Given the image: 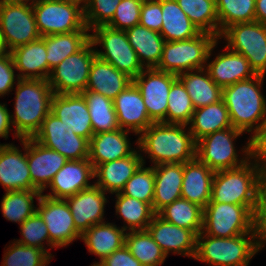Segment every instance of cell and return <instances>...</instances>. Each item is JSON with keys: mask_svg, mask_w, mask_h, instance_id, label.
<instances>
[{"mask_svg": "<svg viewBox=\"0 0 266 266\" xmlns=\"http://www.w3.org/2000/svg\"><path fill=\"white\" fill-rule=\"evenodd\" d=\"M186 125L152 123L139 136L137 145L149 154L154 166L185 163L196 158V141Z\"/></svg>", "mask_w": 266, "mask_h": 266, "instance_id": "6da1fadb", "label": "cell"}, {"mask_svg": "<svg viewBox=\"0 0 266 266\" xmlns=\"http://www.w3.org/2000/svg\"><path fill=\"white\" fill-rule=\"evenodd\" d=\"M266 188V174L251 161L214 174L209 202L244 205L252 213Z\"/></svg>", "mask_w": 266, "mask_h": 266, "instance_id": "7a4b0ae2", "label": "cell"}, {"mask_svg": "<svg viewBox=\"0 0 266 266\" xmlns=\"http://www.w3.org/2000/svg\"><path fill=\"white\" fill-rule=\"evenodd\" d=\"M15 115H10L19 140L33 138L51 112L54 92L48 80L17 78ZM14 117V118H13Z\"/></svg>", "mask_w": 266, "mask_h": 266, "instance_id": "3957f363", "label": "cell"}, {"mask_svg": "<svg viewBox=\"0 0 266 266\" xmlns=\"http://www.w3.org/2000/svg\"><path fill=\"white\" fill-rule=\"evenodd\" d=\"M263 78L257 74L223 88L222 100L235 129L254 134L266 122V98L260 91Z\"/></svg>", "mask_w": 266, "mask_h": 266, "instance_id": "277c9868", "label": "cell"}, {"mask_svg": "<svg viewBox=\"0 0 266 266\" xmlns=\"http://www.w3.org/2000/svg\"><path fill=\"white\" fill-rule=\"evenodd\" d=\"M256 253L254 233L220 238L201 231L197 235L194 259L212 266H247Z\"/></svg>", "mask_w": 266, "mask_h": 266, "instance_id": "5b68a950", "label": "cell"}, {"mask_svg": "<svg viewBox=\"0 0 266 266\" xmlns=\"http://www.w3.org/2000/svg\"><path fill=\"white\" fill-rule=\"evenodd\" d=\"M217 41L216 36L206 32H200L196 37L187 40L165 41L156 69L178 76L190 70L204 68V63L210 58Z\"/></svg>", "mask_w": 266, "mask_h": 266, "instance_id": "8992f818", "label": "cell"}, {"mask_svg": "<svg viewBox=\"0 0 266 266\" xmlns=\"http://www.w3.org/2000/svg\"><path fill=\"white\" fill-rule=\"evenodd\" d=\"M242 133L234 127H229L202 137L196 142V158L214 172L245 165L250 161V139L242 151L247 157L240 161L233 145V140Z\"/></svg>", "mask_w": 266, "mask_h": 266, "instance_id": "52a82bcc", "label": "cell"}, {"mask_svg": "<svg viewBox=\"0 0 266 266\" xmlns=\"http://www.w3.org/2000/svg\"><path fill=\"white\" fill-rule=\"evenodd\" d=\"M80 4L75 0H46L33 6L40 35L89 31L85 25L83 5Z\"/></svg>", "mask_w": 266, "mask_h": 266, "instance_id": "ba28073f", "label": "cell"}, {"mask_svg": "<svg viewBox=\"0 0 266 266\" xmlns=\"http://www.w3.org/2000/svg\"><path fill=\"white\" fill-rule=\"evenodd\" d=\"M41 37L30 5L0 0V40L4 51L10 52Z\"/></svg>", "mask_w": 266, "mask_h": 266, "instance_id": "9c48e42d", "label": "cell"}, {"mask_svg": "<svg viewBox=\"0 0 266 266\" xmlns=\"http://www.w3.org/2000/svg\"><path fill=\"white\" fill-rule=\"evenodd\" d=\"M92 31L94 33L90 34V40L93 45L102 44L105 50V52L96 51L99 59L112 64L131 79L136 78L144 70L137 53L129 44L125 31L115 30L108 26H99Z\"/></svg>", "mask_w": 266, "mask_h": 266, "instance_id": "30bf717a", "label": "cell"}, {"mask_svg": "<svg viewBox=\"0 0 266 266\" xmlns=\"http://www.w3.org/2000/svg\"><path fill=\"white\" fill-rule=\"evenodd\" d=\"M228 41L226 47L245 56L256 74H266V25L258 21L237 23L219 36Z\"/></svg>", "mask_w": 266, "mask_h": 266, "instance_id": "8fae6325", "label": "cell"}, {"mask_svg": "<svg viewBox=\"0 0 266 266\" xmlns=\"http://www.w3.org/2000/svg\"><path fill=\"white\" fill-rule=\"evenodd\" d=\"M206 235L229 238L253 232V213L244 205L209 202L203 208Z\"/></svg>", "mask_w": 266, "mask_h": 266, "instance_id": "7c38bea8", "label": "cell"}, {"mask_svg": "<svg viewBox=\"0 0 266 266\" xmlns=\"http://www.w3.org/2000/svg\"><path fill=\"white\" fill-rule=\"evenodd\" d=\"M93 46L90 40L80 51L52 69L48 82L55 94L83 93L86 90L90 67L96 57Z\"/></svg>", "mask_w": 266, "mask_h": 266, "instance_id": "4fadbf2b", "label": "cell"}, {"mask_svg": "<svg viewBox=\"0 0 266 266\" xmlns=\"http://www.w3.org/2000/svg\"><path fill=\"white\" fill-rule=\"evenodd\" d=\"M44 147L57 151L68 160L89 158L90 141L66 128L51 112L44 119L40 130L33 137Z\"/></svg>", "mask_w": 266, "mask_h": 266, "instance_id": "5bb4252c", "label": "cell"}, {"mask_svg": "<svg viewBox=\"0 0 266 266\" xmlns=\"http://www.w3.org/2000/svg\"><path fill=\"white\" fill-rule=\"evenodd\" d=\"M177 78L178 76L175 74L156 68H146L133 79L153 123L163 122L167 124L168 95L172 83Z\"/></svg>", "mask_w": 266, "mask_h": 266, "instance_id": "9a60e30c", "label": "cell"}, {"mask_svg": "<svg viewBox=\"0 0 266 266\" xmlns=\"http://www.w3.org/2000/svg\"><path fill=\"white\" fill-rule=\"evenodd\" d=\"M38 201L37 213L46 224L51 248L66 246L77 238H81L82 234L74 225L66 200L52 199L42 194Z\"/></svg>", "mask_w": 266, "mask_h": 266, "instance_id": "2e32d148", "label": "cell"}, {"mask_svg": "<svg viewBox=\"0 0 266 266\" xmlns=\"http://www.w3.org/2000/svg\"><path fill=\"white\" fill-rule=\"evenodd\" d=\"M24 154L12 144H0V184L5 191L32 190L27 160V138L21 139Z\"/></svg>", "mask_w": 266, "mask_h": 266, "instance_id": "e0dca14e", "label": "cell"}, {"mask_svg": "<svg viewBox=\"0 0 266 266\" xmlns=\"http://www.w3.org/2000/svg\"><path fill=\"white\" fill-rule=\"evenodd\" d=\"M51 113L59 118L66 128L89 141L94 135L87 103L81 93L54 94Z\"/></svg>", "mask_w": 266, "mask_h": 266, "instance_id": "ac0fdd59", "label": "cell"}, {"mask_svg": "<svg viewBox=\"0 0 266 266\" xmlns=\"http://www.w3.org/2000/svg\"><path fill=\"white\" fill-rule=\"evenodd\" d=\"M146 230L152 239L160 246L167 256L170 251L194 258L196 253L197 235L189 229H184L169 223L157 214L151 220Z\"/></svg>", "mask_w": 266, "mask_h": 266, "instance_id": "d6986e66", "label": "cell"}, {"mask_svg": "<svg viewBox=\"0 0 266 266\" xmlns=\"http://www.w3.org/2000/svg\"><path fill=\"white\" fill-rule=\"evenodd\" d=\"M27 160L32 190H39L42 193L68 161L57 151L44 147L33 138H27Z\"/></svg>", "mask_w": 266, "mask_h": 266, "instance_id": "ffe728a7", "label": "cell"}, {"mask_svg": "<svg viewBox=\"0 0 266 266\" xmlns=\"http://www.w3.org/2000/svg\"><path fill=\"white\" fill-rule=\"evenodd\" d=\"M90 178H94V167L89 158L68 160L49 184L52 191L51 194L44 196L65 200L93 186L94 184L90 185L88 183Z\"/></svg>", "mask_w": 266, "mask_h": 266, "instance_id": "44dd1931", "label": "cell"}, {"mask_svg": "<svg viewBox=\"0 0 266 266\" xmlns=\"http://www.w3.org/2000/svg\"><path fill=\"white\" fill-rule=\"evenodd\" d=\"M105 192L95 184L66 198L76 229L83 234L91 226L102 223L107 199Z\"/></svg>", "mask_w": 266, "mask_h": 266, "instance_id": "7402d4cb", "label": "cell"}, {"mask_svg": "<svg viewBox=\"0 0 266 266\" xmlns=\"http://www.w3.org/2000/svg\"><path fill=\"white\" fill-rule=\"evenodd\" d=\"M118 124L121 129L141 134L153 122L150 120L142 95L132 82L113 100Z\"/></svg>", "mask_w": 266, "mask_h": 266, "instance_id": "603a6c76", "label": "cell"}, {"mask_svg": "<svg viewBox=\"0 0 266 266\" xmlns=\"http://www.w3.org/2000/svg\"><path fill=\"white\" fill-rule=\"evenodd\" d=\"M142 164L143 157L136 150L126 158L99 164L94 169V177L98 178L94 184L104 192L119 193Z\"/></svg>", "mask_w": 266, "mask_h": 266, "instance_id": "cb8c5ba5", "label": "cell"}, {"mask_svg": "<svg viewBox=\"0 0 266 266\" xmlns=\"http://www.w3.org/2000/svg\"><path fill=\"white\" fill-rule=\"evenodd\" d=\"M216 56L215 60L207 64V71L211 79L220 87L225 88L238 81L250 79L257 74L251 68L245 56L228 50Z\"/></svg>", "mask_w": 266, "mask_h": 266, "instance_id": "d4e9b609", "label": "cell"}, {"mask_svg": "<svg viewBox=\"0 0 266 266\" xmlns=\"http://www.w3.org/2000/svg\"><path fill=\"white\" fill-rule=\"evenodd\" d=\"M215 172L197 158L183 164L181 198L204 208L211 199Z\"/></svg>", "mask_w": 266, "mask_h": 266, "instance_id": "484cf974", "label": "cell"}, {"mask_svg": "<svg viewBox=\"0 0 266 266\" xmlns=\"http://www.w3.org/2000/svg\"><path fill=\"white\" fill-rule=\"evenodd\" d=\"M129 131L116 129L114 131L94 134L89 144V161L94 169L102 163L130 156L132 150L128 141ZM131 149V150H130Z\"/></svg>", "mask_w": 266, "mask_h": 266, "instance_id": "4316f807", "label": "cell"}, {"mask_svg": "<svg viewBox=\"0 0 266 266\" xmlns=\"http://www.w3.org/2000/svg\"><path fill=\"white\" fill-rule=\"evenodd\" d=\"M132 82L133 79L125 73L96 56L90 67L86 90L100 93L113 101Z\"/></svg>", "mask_w": 266, "mask_h": 266, "instance_id": "83f0119b", "label": "cell"}, {"mask_svg": "<svg viewBox=\"0 0 266 266\" xmlns=\"http://www.w3.org/2000/svg\"><path fill=\"white\" fill-rule=\"evenodd\" d=\"M155 187L152 207L157 214L162 208L181 198L183 163L154 166Z\"/></svg>", "mask_w": 266, "mask_h": 266, "instance_id": "f1b7e54d", "label": "cell"}, {"mask_svg": "<svg viewBox=\"0 0 266 266\" xmlns=\"http://www.w3.org/2000/svg\"><path fill=\"white\" fill-rule=\"evenodd\" d=\"M15 69L21 73L17 78L48 80V62L45 41L40 38L10 51Z\"/></svg>", "mask_w": 266, "mask_h": 266, "instance_id": "f546056e", "label": "cell"}, {"mask_svg": "<svg viewBox=\"0 0 266 266\" xmlns=\"http://www.w3.org/2000/svg\"><path fill=\"white\" fill-rule=\"evenodd\" d=\"M123 228H118L112 223H99L91 226L86 230L81 239L88 247V251L96 254L100 258V262L110 256L115 250L125 245V236Z\"/></svg>", "mask_w": 266, "mask_h": 266, "instance_id": "4dcf8cb0", "label": "cell"}, {"mask_svg": "<svg viewBox=\"0 0 266 266\" xmlns=\"http://www.w3.org/2000/svg\"><path fill=\"white\" fill-rule=\"evenodd\" d=\"M125 32L129 44L137 53L142 66H145L146 68H156L160 63L163 45L165 43L162 35L159 32L148 29L140 24L127 29Z\"/></svg>", "mask_w": 266, "mask_h": 266, "instance_id": "1f68e13d", "label": "cell"}, {"mask_svg": "<svg viewBox=\"0 0 266 266\" xmlns=\"http://www.w3.org/2000/svg\"><path fill=\"white\" fill-rule=\"evenodd\" d=\"M195 71L197 73L190 70L178 75L190 96L194 109L222 100L223 89L211 79L207 69L201 68Z\"/></svg>", "mask_w": 266, "mask_h": 266, "instance_id": "d6a6232c", "label": "cell"}, {"mask_svg": "<svg viewBox=\"0 0 266 266\" xmlns=\"http://www.w3.org/2000/svg\"><path fill=\"white\" fill-rule=\"evenodd\" d=\"M189 131L197 142L202 137L232 127L228 108L223 100L194 109Z\"/></svg>", "mask_w": 266, "mask_h": 266, "instance_id": "836d02e7", "label": "cell"}, {"mask_svg": "<svg viewBox=\"0 0 266 266\" xmlns=\"http://www.w3.org/2000/svg\"><path fill=\"white\" fill-rule=\"evenodd\" d=\"M162 18L160 34L165 41L187 40L200 33L176 0H162Z\"/></svg>", "mask_w": 266, "mask_h": 266, "instance_id": "e575fe53", "label": "cell"}, {"mask_svg": "<svg viewBox=\"0 0 266 266\" xmlns=\"http://www.w3.org/2000/svg\"><path fill=\"white\" fill-rule=\"evenodd\" d=\"M46 44L48 62V78L52 69L68 56L80 51L89 41L87 31L53 34L41 37Z\"/></svg>", "mask_w": 266, "mask_h": 266, "instance_id": "d590c367", "label": "cell"}, {"mask_svg": "<svg viewBox=\"0 0 266 266\" xmlns=\"http://www.w3.org/2000/svg\"><path fill=\"white\" fill-rule=\"evenodd\" d=\"M157 215L169 223L192 230L196 235L203 229V208L184 198L176 199Z\"/></svg>", "mask_w": 266, "mask_h": 266, "instance_id": "8d00e7d4", "label": "cell"}, {"mask_svg": "<svg viewBox=\"0 0 266 266\" xmlns=\"http://www.w3.org/2000/svg\"><path fill=\"white\" fill-rule=\"evenodd\" d=\"M81 94L88 106L94 134L120 129L112 100L89 90Z\"/></svg>", "mask_w": 266, "mask_h": 266, "instance_id": "74e56055", "label": "cell"}, {"mask_svg": "<svg viewBox=\"0 0 266 266\" xmlns=\"http://www.w3.org/2000/svg\"><path fill=\"white\" fill-rule=\"evenodd\" d=\"M115 195L117 197L115 204L116 213L121 215L120 217L128 224V226H123L122 228L125 231L127 229L130 231L146 230L156 215L153 207L141 200L123 195L121 192Z\"/></svg>", "mask_w": 266, "mask_h": 266, "instance_id": "f35d334b", "label": "cell"}, {"mask_svg": "<svg viewBox=\"0 0 266 266\" xmlns=\"http://www.w3.org/2000/svg\"><path fill=\"white\" fill-rule=\"evenodd\" d=\"M41 195L42 192L39 190L6 191L1 201L3 216L9 221L21 225L27 218L37 212L33 199L37 197V200H39Z\"/></svg>", "mask_w": 266, "mask_h": 266, "instance_id": "ab89813d", "label": "cell"}, {"mask_svg": "<svg viewBox=\"0 0 266 266\" xmlns=\"http://www.w3.org/2000/svg\"><path fill=\"white\" fill-rule=\"evenodd\" d=\"M125 246L143 266L162 265L167 257L147 230L126 233Z\"/></svg>", "mask_w": 266, "mask_h": 266, "instance_id": "60d3db41", "label": "cell"}, {"mask_svg": "<svg viewBox=\"0 0 266 266\" xmlns=\"http://www.w3.org/2000/svg\"><path fill=\"white\" fill-rule=\"evenodd\" d=\"M200 32L213 34L219 39V20L215 0H176Z\"/></svg>", "mask_w": 266, "mask_h": 266, "instance_id": "b9f144b4", "label": "cell"}, {"mask_svg": "<svg viewBox=\"0 0 266 266\" xmlns=\"http://www.w3.org/2000/svg\"><path fill=\"white\" fill-rule=\"evenodd\" d=\"M256 0H215L219 36L229 26L255 21Z\"/></svg>", "mask_w": 266, "mask_h": 266, "instance_id": "7bdbcfd3", "label": "cell"}, {"mask_svg": "<svg viewBox=\"0 0 266 266\" xmlns=\"http://www.w3.org/2000/svg\"><path fill=\"white\" fill-rule=\"evenodd\" d=\"M194 112L189 94L182 81L177 78L168 95L167 124L189 125Z\"/></svg>", "mask_w": 266, "mask_h": 266, "instance_id": "ee69618b", "label": "cell"}, {"mask_svg": "<svg viewBox=\"0 0 266 266\" xmlns=\"http://www.w3.org/2000/svg\"><path fill=\"white\" fill-rule=\"evenodd\" d=\"M154 187V166L144 168V164H142L134 175L126 182L121 193L128 197L141 200L152 206Z\"/></svg>", "mask_w": 266, "mask_h": 266, "instance_id": "f6af8a7d", "label": "cell"}, {"mask_svg": "<svg viewBox=\"0 0 266 266\" xmlns=\"http://www.w3.org/2000/svg\"><path fill=\"white\" fill-rule=\"evenodd\" d=\"M7 250L1 266H45L51 259L44 250L15 241Z\"/></svg>", "mask_w": 266, "mask_h": 266, "instance_id": "bcb514c9", "label": "cell"}, {"mask_svg": "<svg viewBox=\"0 0 266 266\" xmlns=\"http://www.w3.org/2000/svg\"><path fill=\"white\" fill-rule=\"evenodd\" d=\"M121 0H87L83 4L84 20L90 30L99 26H106L113 18L115 10Z\"/></svg>", "mask_w": 266, "mask_h": 266, "instance_id": "7dc6e473", "label": "cell"}, {"mask_svg": "<svg viewBox=\"0 0 266 266\" xmlns=\"http://www.w3.org/2000/svg\"><path fill=\"white\" fill-rule=\"evenodd\" d=\"M20 230L24 238L17 240V243L40 248L52 258V254H49L42 244V241L46 240L50 246V238L46 224L37 212L20 225Z\"/></svg>", "mask_w": 266, "mask_h": 266, "instance_id": "c3c4849f", "label": "cell"}, {"mask_svg": "<svg viewBox=\"0 0 266 266\" xmlns=\"http://www.w3.org/2000/svg\"><path fill=\"white\" fill-rule=\"evenodd\" d=\"M142 3L136 0H121L112 20L106 26L126 31L139 24Z\"/></svg>", "mask_w": 266, "mask_h": 266, "instance_id": "681fc988", "label": "cell"}, {"mask_svg": "<svg viewBox=\"0 0 266 266\" xmlns=\"http://www.w3.org/2000/svg\"><path fill=\"white\" fill-rule=\"evenodd\" d=\"M162 19V0H148L142 3L140 25L160 33Z\"/></svg>", "mask_w": 266, "mask_h": 266, "instance_id": "f907efd6", "label": "cell"}, {"mask_svg": "<svg viewBox=\"0 0 266 266\" xmlns=\"http://www.w3.org/2000/svg\"><path fill=\"white\" fill-rule=\"evenodd\" d=\"M253 232L257 252L264 247L266 242V190L262 193L259 203L253 212ZM264 241V242H263Z\"/></svg>", "mask_w": 266, "mask_h": 266, "instance_id": "816d5d0a", "label": "cell"}, {"mask_svg": "<svg viewBox=\"0 0 266 266\" xmlns=\"http://www.w3.org/2000/svg\"><path fill=\"white\" fill-rule=\"evenodd\" d=\"M250 158H254V160L256 158L255 164L266 174V122L253 134V136L251 135ZM259 161H261V163Z\"/></svg>", "mask_w": 266, "mask_h": 266, "instance_id": "f5cc1de1", "label": "cell"}, {"mask_svg": "<svg viewBox=\"0 0 266 266\" xmlns=\"http://www.w3.org/2000/svg\"><path fill=\"white\" fill-rule=\"evenodd\" d=\"M14 62L10 52L0 54V96L6 95L14 86Z\"/></svg>", "mask_w": 266, "mask_h": 266, "instance_id": "db71d44e", "label": "cell"}, {"mask_svg": "<svg viewBox=\"0 0 266 266\" xmlns=\"http://www.w3.org/2000/svg\"><path fill=\"white\" fill-rule=\"evenodd\" d=\"M93 266H143L124 245L122 248L115 250L110 256L103 261L94 263Z\"/></svg>", "mask_w": 266, "mask_h": 266, "instance_id": "11a10c76", "label": "cell"}, {"mask_svg": "<svg viewBox=\"0 0 266 266\" xmlns=\"http://www.w3.org/2000/svg\"><path fill=\"white\" fill-rule=\"evenodd\" d=\"M11 117L5 104H0V137L8 138L11 129Z\"/></svg>", "mask_w": 266, "mask_h": 266, "instance_id": "9f6ffc18", "label": "cell"}, {"mask_svg": "<svg viewBox=\"0 0 266 266\" xmlns=\"http://www.w3.org/2000/svg\"><path fill=\"white\" fill-rule=\"evenodd\" d=\"M255 21L266 25V0L255 1Z\"/></svg>", "mask_w": 266, "mask_h": 266, "instance_id": "6f0895ef", "label": "cell"}, {"mask_svg": "<svg viewBox=\"0 0 266 266\" xmlns=\"http://www.w3.org/2000/svg\"><path fill=\"white\" fill-rule=\"evenodd\" d=\"M12 2L18 3V4H23V5H30L31 7L41 4L42 2L46 0H11ZM28 1H31V4H27Z\"/></svg>", "mask_w": 266, "mask_h": 266, "instance_id": "680465c9", "label": "cell"}, {"mask_svg": "<svg viewBox=\"0 0 266 266\" xmlns=\"http://www.w3.org/2000/svg\"><path fill=\"white\" fill-rule=\"evenodd\" d=\"M4 52L3 46L1 44V40H0V54H2Z\"/></svg>", "mask_w": 266, "mask_h": 266, "instance_id": "91938a15", "label": "cell"}, {"mask_svg": "<svg viewBox=\"0 0 266 266\" xmlns=\"http://www.w3.org/2000/svg\"><path fill=\"white\" fill-rule=\"evenodd\" d=\"M75 1H78V2H82V4H84L87 0H75Z\"/></svg>", "mask_w": 266, "mask_h": 266, "instance_id": "94428289", "label": "cell"}, {"mask_svg": "<svg viewBox=\"0 0 266 266\" xmlns=\"http://www.w3.org/2000/svg\"><path fill=\"white\" fill-rule=\"evenodd\" d=\"M136 1H139V2H145V1H148V0H136Z\"/></svg>", "mask_w": 266, "mask_h": 266, "instance_id": "6125c7cd", "label": "cell"}]
</instances>
